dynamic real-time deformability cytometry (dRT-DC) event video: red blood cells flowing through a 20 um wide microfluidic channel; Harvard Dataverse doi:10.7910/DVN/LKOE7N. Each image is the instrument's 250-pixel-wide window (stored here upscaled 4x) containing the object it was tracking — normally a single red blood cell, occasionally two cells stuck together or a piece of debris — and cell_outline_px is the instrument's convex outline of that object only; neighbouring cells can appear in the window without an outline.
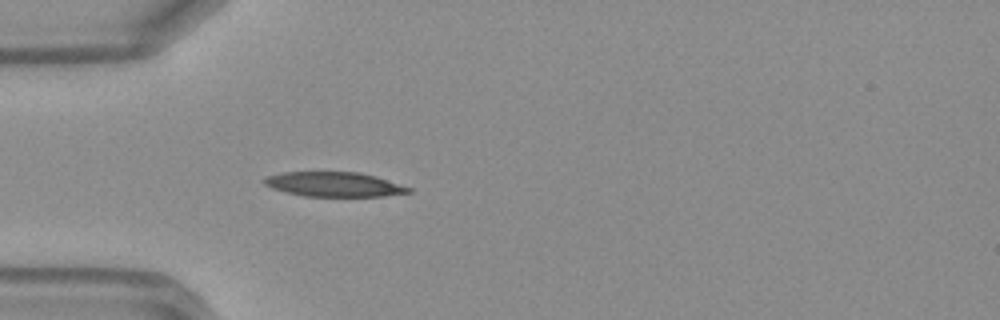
{"species": "Egyptian fruit bat (a non-hibernating species)", "species_latin": "Rousettus aegyptiacus", "temperature_condition": "warm", "stored_images_in_passage": 27, "camera_frame_rate_fps": 3000, "um_per_image_px": 0.085, "frame": {"image": 1, "passage_image": 1, "time_ms": 0.0, "image_size_px": [1000, 320], "cell_outline_px": [[412, 192], [384, 196], [304, 196], [272, 188], [264, 184], [260, 180], [264, 176], [280, 172], [360, 172], [376, 176], [412, 188]], "centroid_in_image_um": [28.36, 15.66], "position_along_channel_um": 56.6, "area_um2": 20.81}}
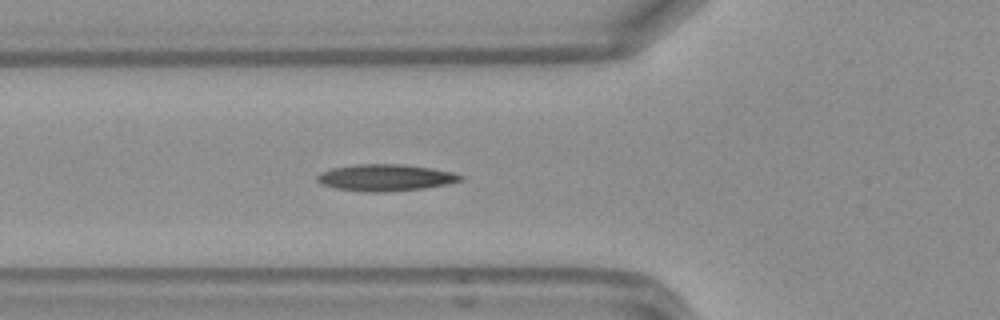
{"frame": {"image": 2, "passage_image": 4, "time_ms": 1.0, "image_size_px": [1000, 320], "cell_outline_px": [[464, 180], [448, 184], [424, 188], [380, 192], [364, 192], [336, 188], [320, 184], [316, 180], [316, 176], [320, 172], [332, 168], [352, 164], [404, 164], [432, 168], [452, 172], [464, 176]], "centroid_in_image_um": [32.75, 15.09], "position_along_channel_um": 93.0, "area_um2": 22.48}}
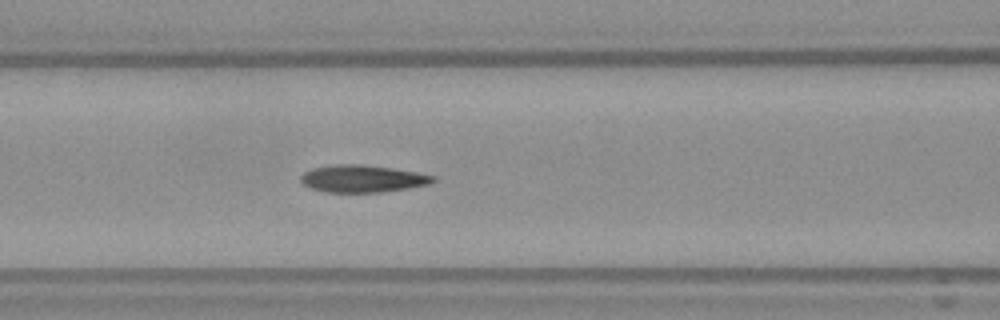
{"frame": {"image": 3, "passage_image": 7, "time_ms": 2.0, "image_size_px": [1000, 320], "cell_outline_px": [[436, 180], [428, 184], [408, 188], [380, 192], [324, 192], [308, 188], [300, 180], [300, 176], [304, 172], [312, 168], [336, 164], [356, 164], [392, 168], [416, 172], [436, 176]], "centroid_in_image_um": [30.78, 15.19], "position_along_channel_um": 135.8, "area_um2": 20.98}}